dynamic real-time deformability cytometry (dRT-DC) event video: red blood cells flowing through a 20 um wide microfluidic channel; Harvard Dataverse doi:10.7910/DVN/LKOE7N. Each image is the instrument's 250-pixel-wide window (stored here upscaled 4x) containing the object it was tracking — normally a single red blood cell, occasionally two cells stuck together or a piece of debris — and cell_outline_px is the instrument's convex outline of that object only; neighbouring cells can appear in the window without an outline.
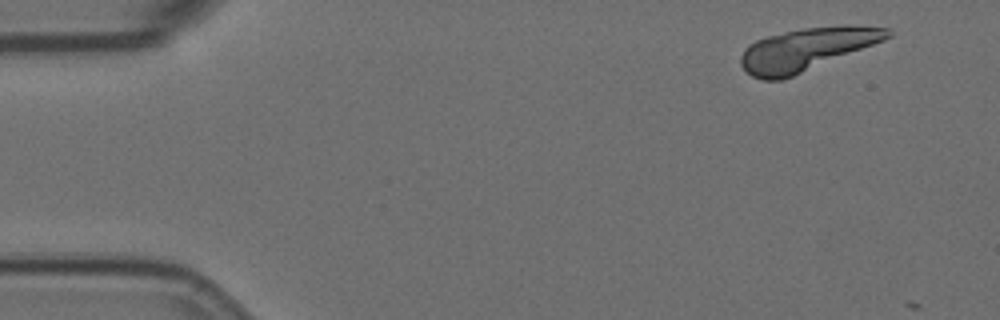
{"species": "Egyptian fruit bat (a non-hibernating species)", "species_latin": "Rousettus aegyptiacus", "temperature_condition": "room temperature", "stored_images_in_passage": 3, "camera_frame_rate_fps": 3000, "um_per_image_px": 0.085, "animal": {"sex": "female"}, "frame": {"image": 1, "passage_image": 1, "time_ms": 0.0, "image_size_px": [1000, 320], "cell_outline_px": [[892, 36], [884, 40], [792, 76], [780, 80], [764, 80], [752, 76], [740, 64], [740, 56], [744, 48], [748, 44], [764, 36], [804, 28], [888, 28], [892, 32]], "centroid_in_image_um": [68.41, 4.23], "position_along_channel_um": 16.6, "area_um2": 35.03}}